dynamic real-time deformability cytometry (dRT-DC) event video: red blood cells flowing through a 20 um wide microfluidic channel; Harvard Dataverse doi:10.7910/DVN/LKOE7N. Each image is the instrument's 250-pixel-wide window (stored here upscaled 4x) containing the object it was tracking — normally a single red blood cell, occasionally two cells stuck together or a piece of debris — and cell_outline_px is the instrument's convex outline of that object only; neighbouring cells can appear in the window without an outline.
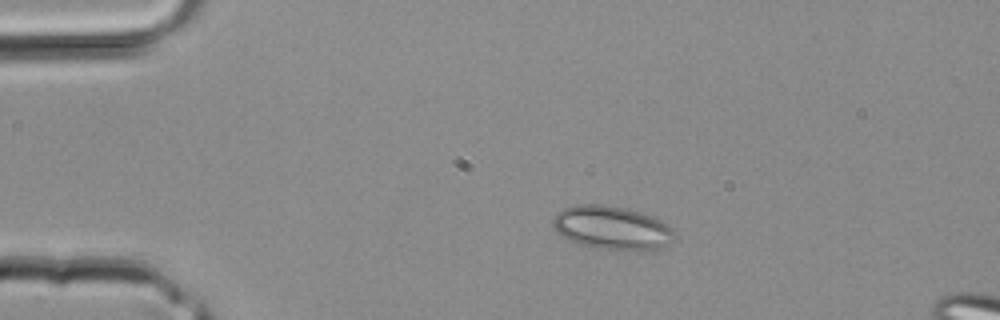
{"species": "common noctule bat (a hibernating species)", "species_latin": "Nyctalus noctula", "temperature_condition": "room temperature", "stored_images_in_passage": 2, "camera_frame_rate_fps": 3000, "um_per_image_px": 0.085, "animal": {"sex": "male", "body_mass_g": 20.4}, "frame": {"image": 1, "passage_image": 1, "time_ms": 0.0, "image_size_px": [1000, 320], "cell_outline_px": [[676, 240], [660, 248], [636, 252], [596, 248], [580, 244], [564, 236], [552, 228], [552, 220], [556, 212], [572, 204], [604, 204], [628, 208], [652, 216], [660, 220], [672, 228], [676, 236]], "centroid_in_image_um": [52.04, 19.37], "position_along_channel_um": 33.0, "area_um2": 31.44}}